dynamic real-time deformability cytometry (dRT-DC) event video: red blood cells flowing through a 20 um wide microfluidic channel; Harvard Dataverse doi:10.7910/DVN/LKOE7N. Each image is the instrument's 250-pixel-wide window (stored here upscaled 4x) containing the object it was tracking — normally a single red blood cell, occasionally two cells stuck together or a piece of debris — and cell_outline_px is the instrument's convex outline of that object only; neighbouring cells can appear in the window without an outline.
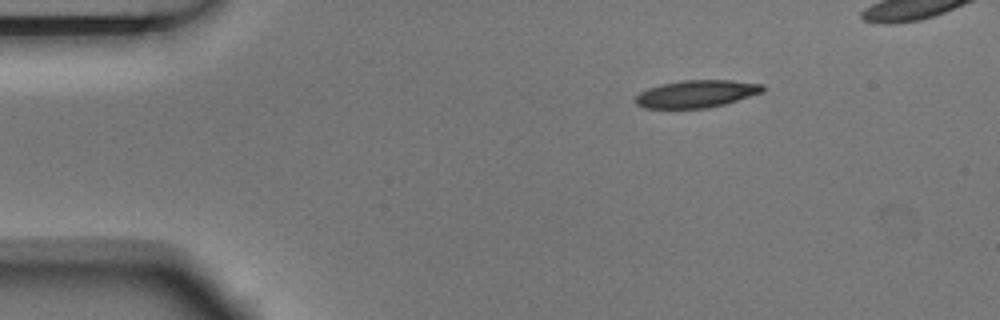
{"species": "Egyptian fruit bat (a non-hibernating species)", "species_latin": "Rousettus aegyptiacus", "temperature_condition": "room temperature", "stored_images_in_passage": 2, "camera_frame_rate_fps": 3000, "um_per_image_px": 0.085, "animal": {"sex": "male"}, "frame": {"image": 1, "passage_image": 2, "time_ms": 0.333, "image_size_px": [1000, 320], "cell_outline_px": [[764, 92], [724, 104], [704, 108], [644, 108], [636, 104], [636, 96], [640, 92], [648, 88], [660, 84], [680, 80], [732, 80], [764, 84]], "centroid_in_image_um": [59.21, 7.96], "position_along_channel_um": 25.8, "area_um2": 20.35}}